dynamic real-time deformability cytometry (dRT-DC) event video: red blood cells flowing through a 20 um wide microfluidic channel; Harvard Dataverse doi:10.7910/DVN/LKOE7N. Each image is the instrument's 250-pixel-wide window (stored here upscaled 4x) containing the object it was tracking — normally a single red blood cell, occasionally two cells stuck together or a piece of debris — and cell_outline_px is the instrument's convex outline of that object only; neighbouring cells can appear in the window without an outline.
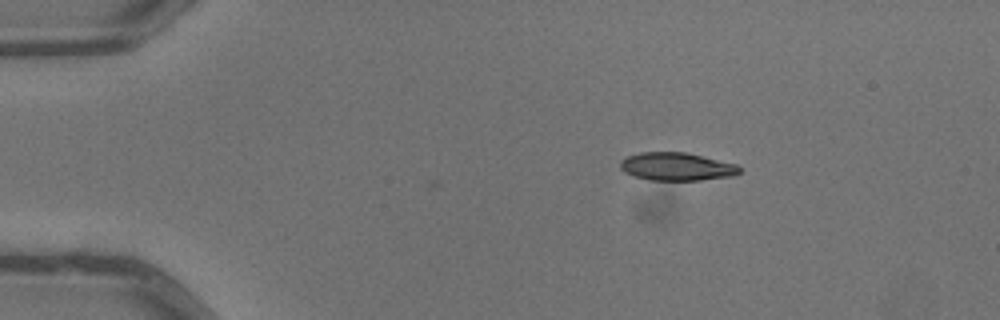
{"species": "common noctule bat (a hibernating species)", "species_latin": "Nyctalus noctula", "temperature_condition": "warm", "stored_images_in_passage": 4, "camera_frame_rate_fps": 3000, "um_per_image_px": 0.085, "animal": {"sex": "male", "body_mass_g": 13.3}, "frame": {"image": 1, "passage_image": 2, "time_ms": 0.333, "image_size_px": [1000, 320], "cell_outline_px": [[740, 172], [732, 176], [700, 180], [648, 180], [632, 176], [624, 172], [620, 168], [620, 160], [628, 156], [640, 152], [684, 152], [736, 164], [740, 168]], "centroid_in_image_um": [57.46, 14.16], "position_along_channel_um": 27.5, "area_um2": 19.42}}